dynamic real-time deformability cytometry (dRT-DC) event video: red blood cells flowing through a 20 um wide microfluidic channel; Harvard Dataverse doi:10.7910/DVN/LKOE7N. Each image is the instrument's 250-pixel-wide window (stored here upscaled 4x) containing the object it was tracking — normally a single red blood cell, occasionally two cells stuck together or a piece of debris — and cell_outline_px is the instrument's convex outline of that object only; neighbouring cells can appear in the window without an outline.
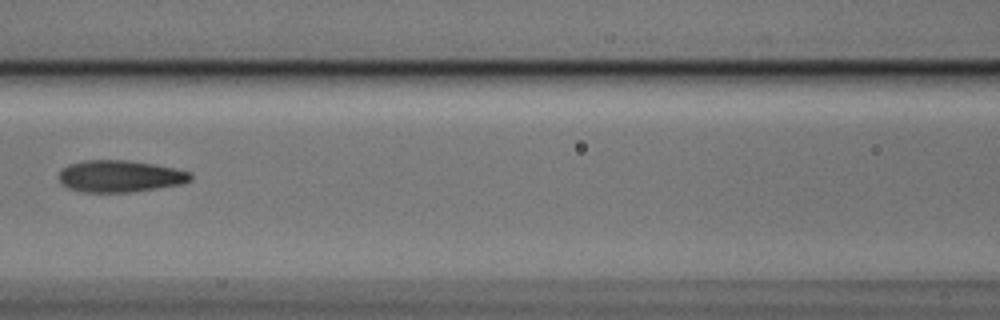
{"species": "Egyptian fruit bat (a non-hibernating species)", "species_latin": "Rousettus aegyptiacus", "temperature_condition": "cold", "stored_images_in_passage": 4, "camera_frame_rate_fps": 3000, "um_per_image_px": 0.085, "animal": {"sex": "male"}, "frame": {"image": 1, "passage_image": 4, "time_ms": 1.0, "image_size_px": [1000, 320], "cell_outline_px": [[192, 180], [180, 184], [156, 188], [128, 192], [84, 192], [68, 188], [60, 184], [60, 172], [68, 164], [84, 160], [128, 160], [176, 168], [192, 172]], "centroid_in_image_um": [10.2, 14.97], "position_along_channel_um": 156.4, "area_um2": 24.39}}